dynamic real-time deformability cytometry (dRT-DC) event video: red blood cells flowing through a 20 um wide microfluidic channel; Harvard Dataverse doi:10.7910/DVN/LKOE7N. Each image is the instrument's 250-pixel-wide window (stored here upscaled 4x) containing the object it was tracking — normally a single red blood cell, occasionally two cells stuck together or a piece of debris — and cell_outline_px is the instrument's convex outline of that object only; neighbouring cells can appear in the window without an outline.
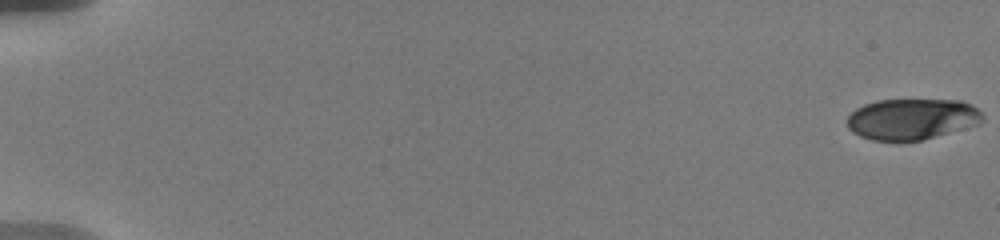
{"species": "human", "species_latin": "Homo sapiens", "temperature_condition": "warm", "stored_images_in_passage": 29, "camera_frame_rate_fps": 3000, "um_per_image_px": 0.085, "donor": {"sex": "male"}, "frame": {"image": 1, "passage_image": 1, "time_ms": 0.0, "image_size_px": [1000, 240], "cell_outline_px": [[984, 120], [980, 124], [920, 140], [872, 140], [860, 136], [852, 132], [848, 128], [848, 116], [856, 108], [864, 104], [876, 100], [960, 100], [972, 104], [984, 116]], "centroid_in_image_um": [77.52, 10.11], "position_along_channel_um": 7.5, "area_um2": 32.25}}
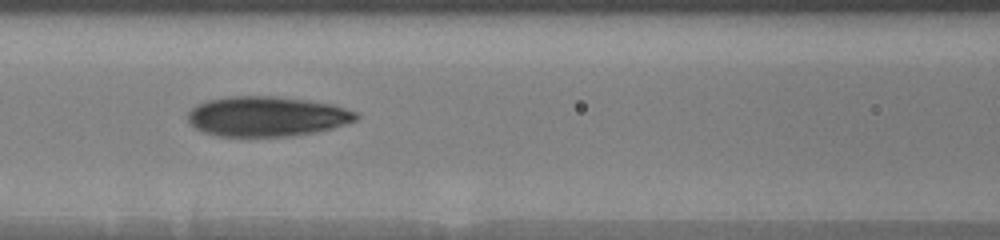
{"frame": {"image": 2, "passage_image": 9, "time_ms": 9.0, "image_size_px": [1000, 240], "cell_outline_px": [[360, 116], [356, 120], [332, 128], [316, 132], [292, 136], [216, 136], [200, 132], [188, 120], [188, 112], [196, 104], [208, 100], [228, 96], [276, 96], [308, 100], [332, 104], [360, 112]], "centroid_in_image_um": [22.69, 9.89], "position_along_channel_um": 143.9, "area_um2": 39.54}}
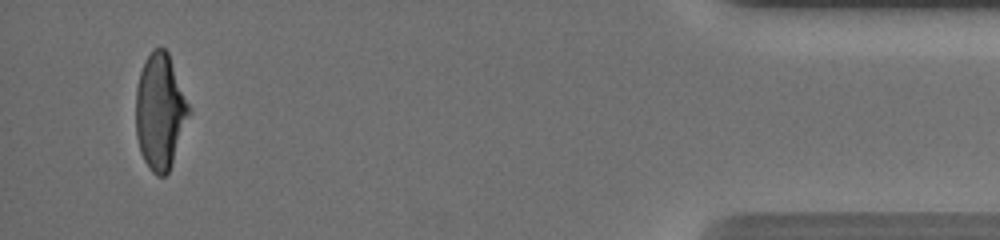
{"frame": {"image": 3, "passage_image": 27, "time_ms": 18.333, "image_size_px": [1000, 240], "cell_outline_px": [[192, 112], [168, 172], [164, 176], [156, 176], [152, 172], [144, 160], [140, 152], [136, 136], [136, 88], [140, 72], [152, 48], [164, 48], [168, 52], [192, 108]], "centroid_in_image_um": [13.63, 9.48], "position_along_channel_um": 421.6, "area_um2": 36.13}, "authors_computed_cell_mechanics": {"area_um2": 36.7608, "velocity_mm_per_s": 3.6223, "shape_relaxation_time_tau1_ms": 6.377, "shape_relaxation_time_tau2_ms": 1.2504, "deformation_change_tau1": 0.2024, "deformation_change_tau2": 0.0801}}